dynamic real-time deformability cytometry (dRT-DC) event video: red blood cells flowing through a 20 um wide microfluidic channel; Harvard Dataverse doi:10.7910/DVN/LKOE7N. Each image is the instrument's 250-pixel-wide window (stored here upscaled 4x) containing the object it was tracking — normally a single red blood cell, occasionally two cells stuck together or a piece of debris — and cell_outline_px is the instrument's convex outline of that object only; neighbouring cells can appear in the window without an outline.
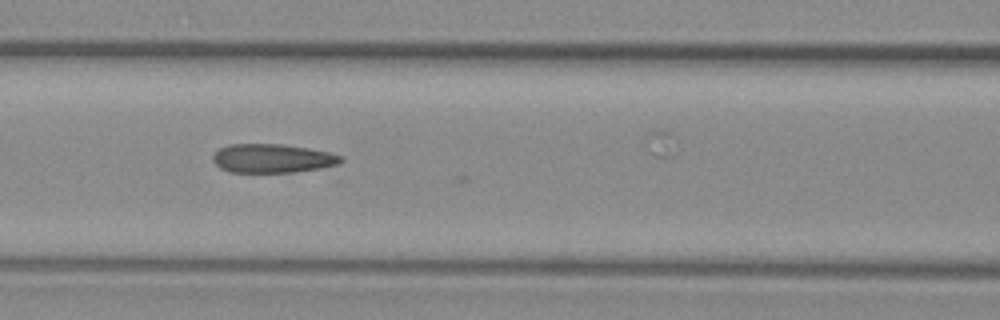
{"species": "common noctule bat (a hibernating species)", "species_latin": "Nyctalus noctula", "temperature_condition": "warm", "stored_images_in_passage": 7, "camera_frame_rate_fps": 3000, "um_per_image_px": 0.085, "animal": {"sex": "female", "body_mass_g": 29.2, "forearm_length_mm": 56.3}, "frame": {"image": 1, "passage_image": 5, "time_ms": 1.333, "image_size_px": [1000, 320], "cell_outline_px": [[344, 160], [340, 164], [320, 168], [296, 172], [228, 172], [220, 168], [212, 160], [212, 156], [220, 148], [228, 144], [280, 144], [308, 148], [328, 152], [344, 156]], "centroid_in_image_um": [23.17, 13.46], "position_along_channel_um": 143.4, "area_um2": 21.62}}